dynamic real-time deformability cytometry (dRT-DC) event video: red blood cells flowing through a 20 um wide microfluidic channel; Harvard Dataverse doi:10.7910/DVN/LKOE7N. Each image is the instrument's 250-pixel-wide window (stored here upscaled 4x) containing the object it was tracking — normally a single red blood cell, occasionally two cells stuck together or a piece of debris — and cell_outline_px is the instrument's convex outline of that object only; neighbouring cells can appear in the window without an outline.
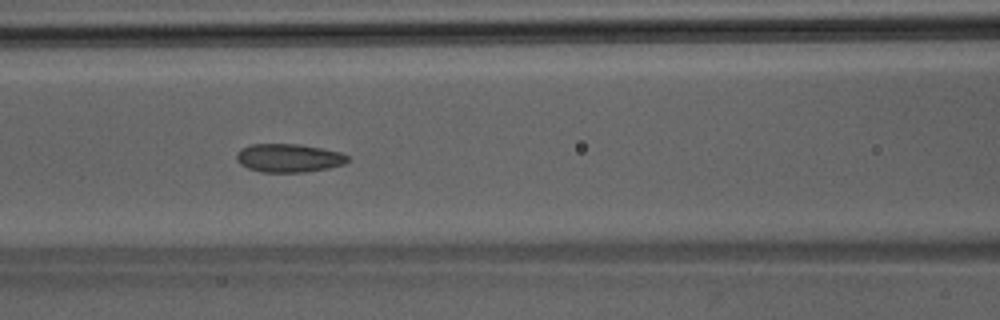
{"species": "Egyptian fruit bat (a non-hibernating species)", "species_latin": "Rousettus aegyptiacus", "temperature_condition": "room temperature", "stored_images_in_passage": 46, "camera_frame_rate_fps": 3000, "um_per_image_px": 0.085, "animal": {"sex": "male"}, "frame": {"image": 1, "passage_image": 20, "time_ms": 6.333, "image_size_px": [1000, 320], "cell_outline_px": [[348, 160], [344, 164], [328, 168], [304, 172], [260, 172], [248, 168], [240, 164], [236, 160], [236, 152], [240, 148], [252, 144], [300, 144], [340, 152], [348, 156]], "centroid_in_image_um": [24.5, 13.43], "position_along_channel_um": 142.1, "area_um2": 18.44}}
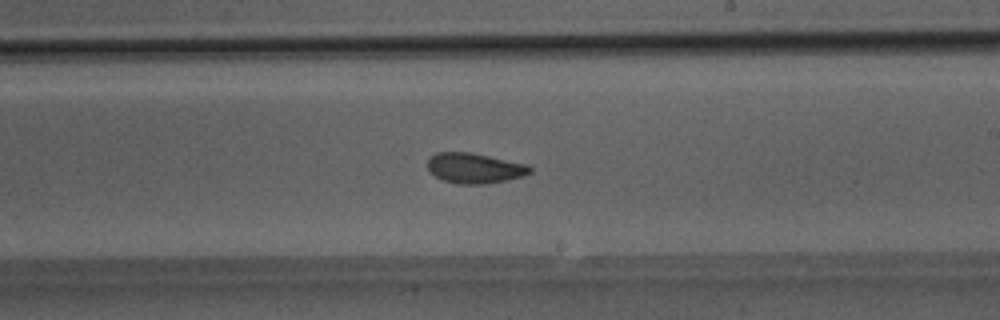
{"frame": {"image": 2, "passage_image": 27, "time_ms": 8.667, "image_size_px": [1000, 320], "cell_outline_px": [[532, 172], [524, 176], [488, 184], [460, 184], [444, 180], [436, 176], [428, 168], [428, 160], [436, 152], [468, 152], [528, 164], [532, 168]], "centroid_in_image_um": [40.38, 14.29], "position_along_channel_um": 248.6, "area_um2": 17.92}}
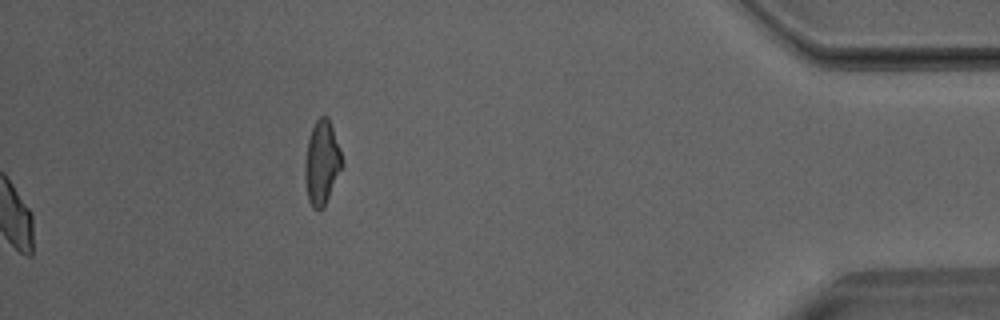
{"frame": {"image": 3, "passage_image": 46, "time_ms": 15.0, "image_size_px": [1000, 320], "cell_outline_px": [[344, 164], [324, 208], [312, 208], [308, 200], [304, 176], [304, 164], [308, 140], [312, 128], [316, 120], [320, 116], [328, 116]], "centroid_in_image_um": [27.34, 13.86], "position_along_channel_um": 407.9, "area_um2": 18.09}}